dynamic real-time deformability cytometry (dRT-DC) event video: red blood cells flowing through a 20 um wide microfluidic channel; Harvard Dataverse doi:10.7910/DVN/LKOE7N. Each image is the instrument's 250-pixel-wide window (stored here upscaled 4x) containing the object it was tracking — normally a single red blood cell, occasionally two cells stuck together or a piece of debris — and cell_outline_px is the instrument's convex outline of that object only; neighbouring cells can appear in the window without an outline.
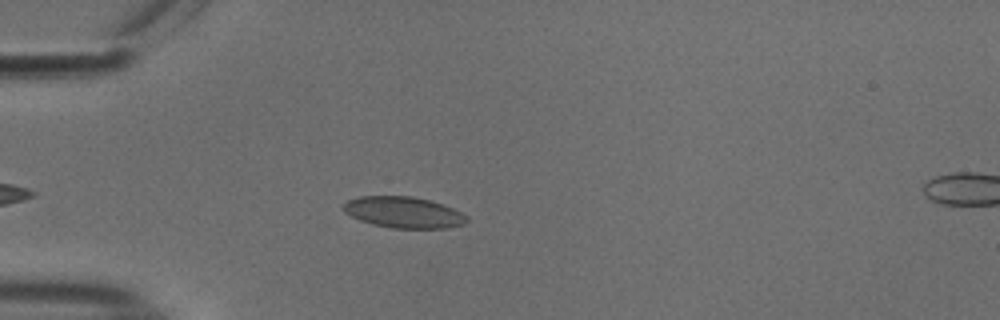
{"species": "common noctule bat (a hibernating species)", "species_latin": "Nyctalus noctula", "temperature_condition": "cold", "stored_images_in_passage": 38, "camera_frame_rate_fps": 3000, "um_per_image_px": 0.085, "animal": {"sex": "male", "body_mass_g": 18.8}, "frame": {"image": 1, "passage_image": 7, "time_ms": 2.0, "image_size_px": [1000, 320], "cell_outline_px": [[468, 220], [464, 224], [444, 228], [392, 228], [372, 224], [360, 220], [344, 212], [344, 204], [348, 200], [360, 196], [412, 196], [444, 204], [468, 216]], "centroid_in_image_um": [34.32, 18.05], "position_along_channel_um": 50.7, "area_um2": 22.31}}
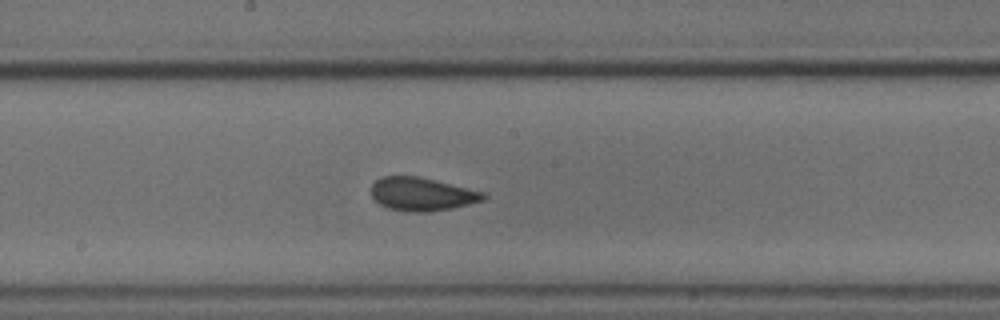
{"frame": {"image": 2, "passage_image": 21, "time_ms": 6.667, "image_size_px": [1000, 320], "cell_outline_px": [[488, 196], [484, 200], [452, 208], [428, 212], [404, 212], [388, 208], [380, 204], [372, 196], [372, 184], [376, 180], [384, 176], [416, 176], [484, 192]], "centroid_in_image_um": [35.85, 16.51], "position_along_channel_um": 212.3, "area_um2": 21.56}}
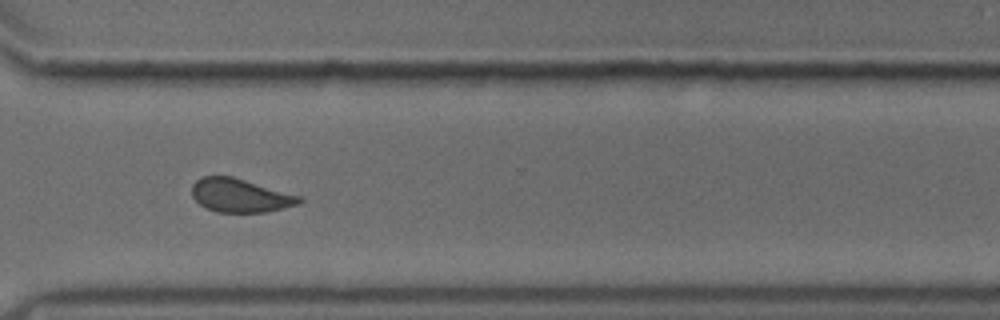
{"frame": {"image": 3, "passage_image": 32, "time_ms": 10.333, "image_size_px": [1000, 320], "cell_outline_px": [[304, 200], [300, 204], [268, 212], [216, 212], [200, 204], [192, 196], [192, 184], [200, 176], [232, 176], [300, 196]], "centroid_in_image_um": [20.42, 16.61], "position_along_channel_um": 350.2, "area_um2": 20.98}, "authors_computed_cell_mechanics": {"area_um2": 21.9062, "velocity_mm_per_s": 3.7624, "shape_relaxation_time_tau1_ms": 5.5882, "shape_relaxation_time_tau2_ms": 1.1468, "deformation_change_tau1": 0.0827, "deformation_change_tau2": 0.0421}}